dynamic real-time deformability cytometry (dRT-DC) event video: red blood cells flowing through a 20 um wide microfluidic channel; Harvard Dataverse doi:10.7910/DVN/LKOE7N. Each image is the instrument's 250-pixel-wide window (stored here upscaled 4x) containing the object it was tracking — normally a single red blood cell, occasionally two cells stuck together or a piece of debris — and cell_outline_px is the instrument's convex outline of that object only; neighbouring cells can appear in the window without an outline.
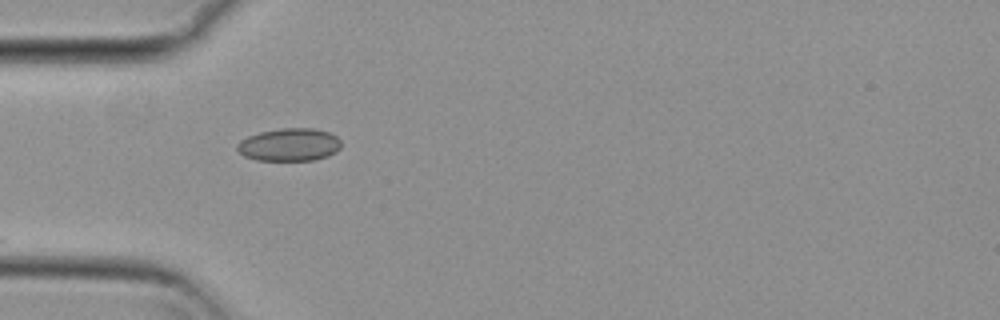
{"species": "common noctule bat (a hibernating species)", "species_latin": "Nyctalus noctula", "temperature_condition": "cold", "stored_images_in_passage": 14, "camera_frame_rate_fps": 3000, "um_per_image_px": 0.085, "animal": {"sex": "female", "body_mass_g": 29.2, "forearm_length_mm": 56.3}, "frame": {"image": 1, "passage_image": 1, "time_ms": 0.0, "image_size_px": [1000, 320], "cell_outline_px": [[340, 148], [336, 152], [328, 156], [316, 160], [256, 160], [244, 156], [236, 148], [236, 144], [240, 140], [248, 136], [260, 132], [280, 128], [312, 128], [328, 132], [336, 136], [340, 140]], "centroid_in_image_um": [24.59, 12.3], "position_along_channel_um": 60.4, "area_um2": 19.94}}
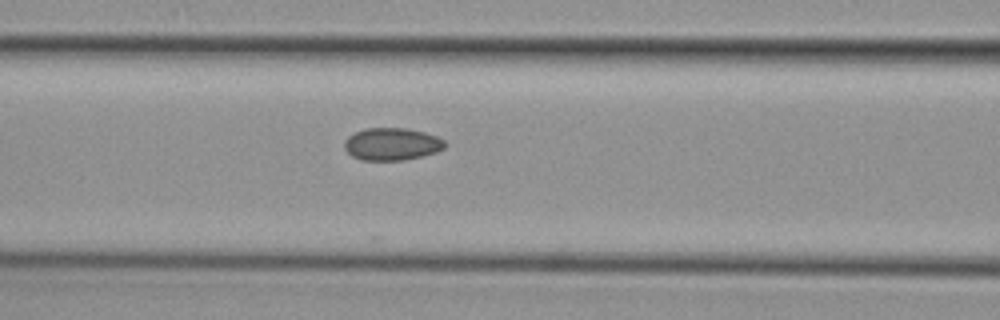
{"frame": {"image": 2, "passage_image": 7, "time_ms": 2.0, "image_size_px": [1000, 320], "cell_outline_px": [[448, 144], [444, 148], [436, 152], [404, 160], [360, 160], [352, 156], [344, 148], [344, 140], [348, 136], [364, 128], [408, 128], [424, 132], [436, 136], [444, 140]], "centroid_in_image_um": [33.3, 12.24], "position_along_channel_um": 133.3, "area_um2": 19.07}}
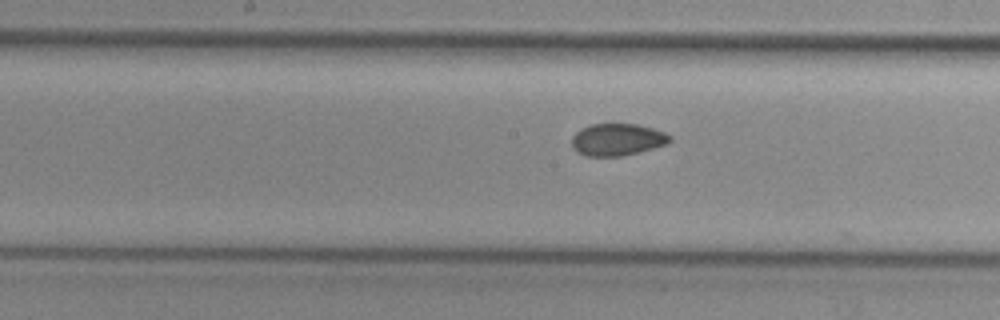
{"frame": {"image": 3, "passage_image": 12, "time_ms": 3.667, "image_size_px": [1000, 320], "cell_outline_px": [[672, 140], [668, 144], [640, 152], [624, 156], [584, 156], [576, 152], [572, 148], [572, 136], [580, 128], [592, 124], [640, 124], [664, 132], [672, 136]], "centroid_in_image_um": [52.48, 11.87], "position_along_channel_um": 195.7, "area_um2": 18.67}}